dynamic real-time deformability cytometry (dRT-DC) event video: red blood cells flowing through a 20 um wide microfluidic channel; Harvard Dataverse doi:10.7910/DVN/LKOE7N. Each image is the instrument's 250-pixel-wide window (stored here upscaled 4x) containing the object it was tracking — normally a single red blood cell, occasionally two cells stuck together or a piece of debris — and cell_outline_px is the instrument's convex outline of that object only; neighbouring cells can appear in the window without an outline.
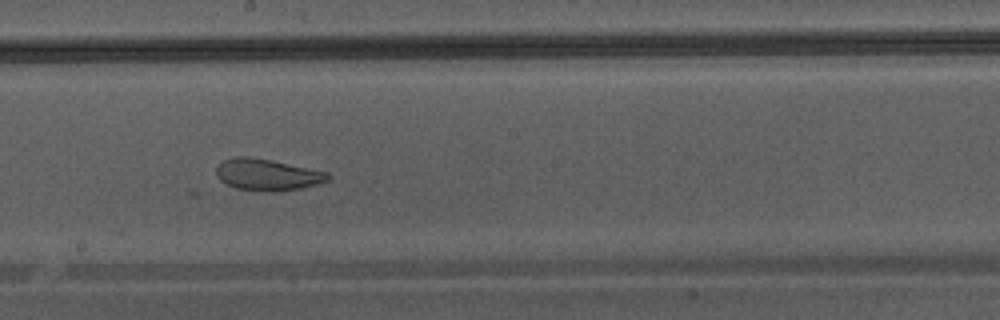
{"species": "Egyptian fruit bat (a non-hibernating species)", "species_latin": "Rousettus aegyptiacus", "temperature_condition": "warm", "stored_images_in_passage": 48, "camera_frame_rate_fps": 3000, "um_per_image_px": 0.085, "animal": {"sex": "male"}, "frame": {"image": 1, "passage_image": 28, "time_ms": 9.0, "image_size_px": [1000, 320], "cell_outline_px": [[332, 176], [328, 180], [316, 184], [300, 188], [272, 192], [236, 188], [220, 180], [216, 176], [216, 168], [224, 160], [236, 156], [248, 156], [272, 160], [328, 172]], "centroid_in_image_um": [22.72, 14.84], "position_along_channel_um": 225.5, "area_um2": 20.4}}